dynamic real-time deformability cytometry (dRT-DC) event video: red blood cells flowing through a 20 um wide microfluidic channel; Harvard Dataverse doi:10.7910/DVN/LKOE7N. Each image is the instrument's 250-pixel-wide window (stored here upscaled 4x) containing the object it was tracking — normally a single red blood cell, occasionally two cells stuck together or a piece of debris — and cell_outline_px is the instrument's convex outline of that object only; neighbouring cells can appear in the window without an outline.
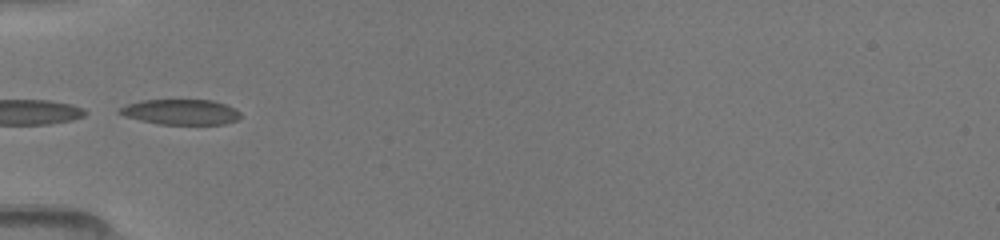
{"species": "common noctule bat (a hibernating species)", "species_latin": "Nyctalus noctula", "temperature_condition": "room temperature", "stored_images_in_passage": 12, "camera_frame_rate_fps": 3000, "um_per_image_px": 0.085, "animal": {"sex": "female", "body_mass_g": 19.5, "forearm_length_mm": 54.1}, "frame": {"image": 1, "passage_image": 1, "time_ms": 0.0, "image_size_px": [1000, 240], "cell_outline_px": [[240, 116], [236, 120], [224, 124], [160, 124], [140, 120], [124, 116], [116, 112], [116, 108], [140, 100], [212, 100], [236, 108], [240, 112]], "centroid_in_image_um": [15.32, 9.51], "position_along_channel_um": 69.7, "area_um2": 17.92}}
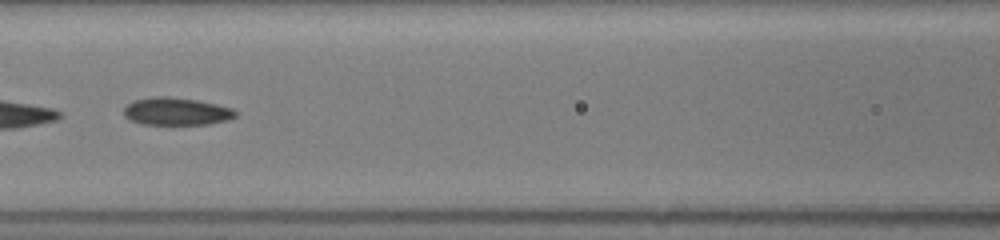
{"frame": {"image": 2, "passage_image": 4, "time_ms": 2.0, "image_size_px": [1000, 240], "cell_outline_px": [[236, 116], [228, 120], [208, 124], [140, 124], [128, 120], [124, 116], [124, 108], [132, 100], [152, 96], [168, 96], [196, 100], [216, 104], [232, 108], [236, 112]], "centroid_in_image_um": [14.94, 9.46], "position_along_channel_um": 151.7, "area_um2": 18.09}}
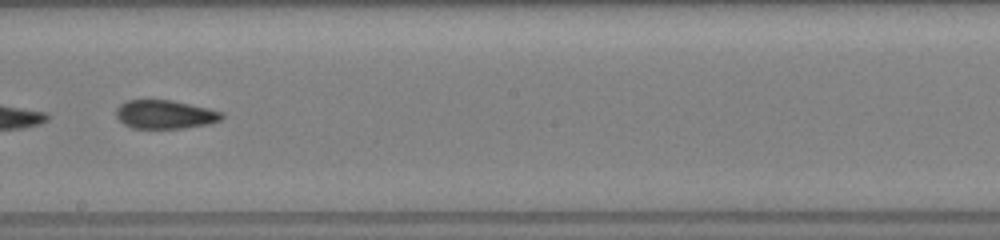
{"frame": {"image": 3, "passage_image": 7, "time_ms": 4.0, "image_size_px": [1000, 240], "cell_outline_px": [[224, 116], [220, 120], [208, 124], [184, 128], [132, 128], [124, 124], [116, 116], [116, 108], [120, 104], [128, 100], [172, 100], [208, 108], [224, 112]], "centroid_in_image_um": [14.03, 9.72], "position_along_channel_um": 234.2, "area_um2": 17.63}}